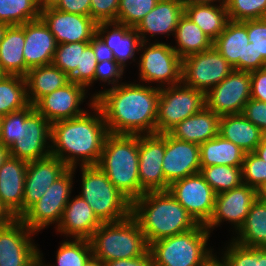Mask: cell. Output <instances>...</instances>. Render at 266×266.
Returning <instances> with one entry per match:
<instances>
[{"mask_svg": "<svg viewBox=\"0 0 266 266\" xmlns=\"http://www.w3.org/2000/svg\"><path fill=\"white\" fill-rule=\"evenodd\" d=\"M183 15L184 6L181 0H160L135 29L142 42H149L147 34H150V37L159 34L173 36Z\"/></svg>", "mask_w": 266, "mask_h": 266, "instance_id": "25", "label": "cell"}, {"mask_svg": "<svg viewBox=\"0 0 266 266\" xmlns=\"http://www.w3.org/2000/svg\"><path fill=\"white\" fill-rule=\"evenodd\" d=\"M83 266H104V263L96 256L91 255Z\"/></svg>", "mask_w": 266, "mask_h": 266, "instance_id": "59", "label": "cell"}, {"mask_svg": "<svg viewBox=\"0 0 266 266\" xmlns=\"http://www.w3.org/2000/svg\"><path fill=\"white\" fill-rule=\"evenodd\" d=\"M266 204V198H260Z\"/></svg>", "mask_w": 266, "mask_h": 266, "instance_id": "66", "label": "cell"}, {"mask_svg": "<svg viewBox=\"0 0 266 266\" xmlns=\"http://www.w3.org/2000/svg\"><path fill=\"white\" fill-rule=\"evenodd\" d=\"M257 199V189L245 184L217 194L212 216L204 226L211 233L222 222L228 221L231 225L233 224L234 231L237 233L244 224L250 207Z\"/></svg>", "mask_w": 266, "mask_h": 266, "instance_id": "17", "label": "cell"}, {"mask_svg": "<svg viewBox=\"0 0 266 266\" xmlns=\"http://www.w3.org/2000/svg\"><path fill=\"white\" fill-rule=\"evenodd\" d=\"M184 14L214 41L229 21L225 3L185 5Z\"/></svg>", "mask_w": 266, "mask_h": 266, "instance_id": "33", "label": "cell"}, {"mask_svg": "<svg viewBox=\"0 0 266 266\" xmlns=\"http://www.w3.org/2000/svg\"><path fill=\"white\" fill-rule=\"evenodd\" d=\"M160 0H119L116 22L135 28Z\"/></svg>", "mask_w": 266, "mask_h": 266, "instance_id": "41", "label": "cell"}, {"mask_svg": "<svg viewBox=\"0 0 266 266\" xmlns=\"http://www.w3.org/2000/svg\"><path fill=\"white\" fill-rule=\"evenodd\" d=\"M38 0H0V22L23 25L40 18Z\"/></svg>", "mask_w": 266, "mask_h": 266, "instance_id": "38", "label": "cell"}, {"mask_svg": "<svg viewBox=\"0 0 266 266\" xmlns=\"http://www.w3.org/2000/svg\"><path fill=\"white\" fill-rule=\"evenodd\" d=\"M89 44L94 51L98 63L104 60L115 61L113 51L97 34L89 41Z\"/></svg>", "mask_w": 266, "mask_h": 266, "instance_id": "53", "label": "cell"}, {"mask_svg": "<svg viewBox=\"0 0 266 266\" xmlns=\"http://www.w3.org/2000/svg\"><path fill=\"white\" fill-rule=\"evenodd\" d=\"M258 198H266V181L257 189Z\"/></svg>", "mask_w": 266, "mask_h": 266, "instance_id": "62", "label": "cell"}, {"mask_svg": "<svg viewBox=\"0 0 266 266\" xmlns=\"http://www.w3.org/2000/svg\"><path fill=\"white\" fill-rule=\"evenodd\" d=\"M56 266H83L92 255L89 239H66L57 250ZM43 253L39 250V266H50L42 260ZM53 265V266H55ZM52 266V265H51Z\"/></svg>", "mask_w": 266, "mask_h": 266, "instance_id": "39", "label": "cell"}, {"mask_svg": "<svg viewBox=\"0 0 266 266\" xmlns=\"http://www.w3.org/2000/svg\"><path fill=\"white\" fill-rule=\"evenodd\" d=\"M8 74L5 72V70L0 65V81L3 80Z\"/></svg>", "mask_w": 266, "mask_h": 266, "instance_id": "64", "label": "cell"}, {"mask_svg": "<svg viewBox=\"0 0 266 266\" xmlns=\"http://www.w3.org/2000/svg\"><path fill=\"white\" fill-rule=\"evenodd\" d=\"M243 184L258 189L266 181V162L254 152H247L242 163Z\"/></svg>", "mask_w": 266, "mask_h": 266, "instance_id": "44", "label": "cell"}, {"mask_svg": "<svg viewBox=\"0 0 266 266\" xmlns=\"http://www.w3.org/2000/svg\"><path fill=\"white\" fill-rule=\"evenodd\" d=\"M87 92L84 86L70 81L65 86L42 97L34 107L51 124L68 120L86 112L79 105L84 102Z\"/></svg>", "mask_w": 266, "mask_h": 266, "instance_id": "19", "label": "cell"}, {"mask_svg": "<svg viewBox=\"0 0 266 266\" xmlns=\"http://www.w3.org/2000/svg\"><path fill=\"white\" fill-rule=\"evenodd\" d=\"M183 6L194 4H214V2L225 3V0H181Z\"/></svg>", "mask_w": 266, "mask_h": 266, "instance_id": "57", "label": "cell"}, {"mask_svg": "<svg viewBox=\"0 0 266 266\" xmlns=\"http://www.w3.org/2000/svg\"><path fill=\"white\" fill-rule=\"evenodd\" d=\"M148 44V46H147ZM142 50V51H141ZM139 80L164 88L182 83V59L170 44L142 42L139 48Z\"/></svg>", "mask_w": 266, "mask_h": 266, "instance_id": "9", "label": "cell"}, {"mask_svg": "<svg viewBox=\"0 0 266 266\" xmlns=\"http://www.w3.org/2000/svg\"><path fill=\"white\" fill-rule=\"evenodd\" d=\"M264 67H266V60L263 57H257L253 43L249 42L245 51V71L252 72Z\"/></svg>", "mask_w": 266, "mask_h": 266, "instance_id": "54", "label": "cell"}, {"mask_svg": "<svg viewBox=\"0 0 266 266\" xmlns=\"http://www.w3.org/2000/svg\"><path fill=\"white\" fill-rule=\"evenodd\" d=\"M9 156L8 148L4 147L0 144V167L2 166L3 162Z\"/></svg>", "mask_w": 266, "mask_h": 266, "instance_id": "61", "label": "cell"}, {"mask_svg": "<svg viewBox=\"0 0 266 266\" xmlns=\"http://www.w3.org/2000/svg\"><path fill=\"white\" fill-rule=\"evenodd\" d=\"M251 98L266 102V67L250 72Z\"/></svg>", "mask_w": 266, "mask_h": 266, "instance_id": "50", "label": "cell"}, {"mask_svg": "<svg viewBox=\"0 0 266 266\" xmlns=\"http://www.w3.org/2000/svg\"><path fill=\"white\" fill-rule=\"evenodd\" d=\"M40 18L54 35L57 45L90 41L96 35L97 23L90 16L51 7L41 10Z\"/></svg>", "mask_w": 266, "mask_h": 266, "instance_id": "18", "label": "cell"}, {"mask_svg": "<svg viewBox=\"0 0 266 266\" xmlns=\"http://www.w3.org/2000/svg\"><path fill=\"white\" fill-rule=\"evenodd\" d=\"M258 266H266V248H259Z\"/></svg>", "mask_w": 266, "mask_h": 266, "instance_id": "60", "label": "cell"}, {"mask_svg": "<svg viewBox=\"0 0 266 266\" xmlns=\"http://www.w3.org/2000/svg\"><path fill=\"white\" fill-rule=\"evenodd\" d=\"M81 171V192L101 223L119 222L131 215V202L110 182L97 166H79Z\"/></svg>", "mask_w": 266, "mask_h": 266, "instance_id": "8", "label": "cell"}, {"mask_svg": "<svg viewBox=\"0 0 266 266\" xmlns=\"http://www.w3.org/2000/svg\"><path fill=\"white\" fill-rule=\"evenodd\" d=\"M98 62L90 44L82 52L81 71H74L70 81L84 86L86 89L94 83L95 69Z\"/></svg>", "mask_w": 266, "mask_h": 266, "instance_id": "45", "label": "cell"}, {"mask_svg": "<svg viewBox=\"0 0 266 266\" xmlns=\"http://www.w3.org/2000/svg\"><path fill=\"white\" fill-rule=\"evenodd\" d=\"M88 105L94 114L86 111L81 116L51 124V155L68 168L97 165L109 134L102 111L93 98Z\"/></svg>", "mask_w": 266, "mask_h": 266, "instance_id": "2", "label": "cell"}, {"mask_svg": "<svg viewBox=\"0 0 266 266\" xmlns=\"http://www.w3.org/2000/svg\"><path fill=\"white\" fill-rule=\"evenodd\" d=\"M225 6L232 21L266 18V0H225Z\"/></svg>", "mask_w": 266, "mask_h": 266, "instance_id": "42", "label": "cell"}, {"mask_svg": "<svg viewBox=\"0 0 266 266\" xmlns=\"http://www.w3.org/2000/svg\"><path fill=\"white\" fill-rule=\"evenodd\" d=\"M97 166L131 203L140 197L139 135L109 133Z\"/></svg>", "mask_w": 266, "mask_h": 266, "instance_id": "5", "label": "cell"}, {"mask_svg": "<svg viewBox=\"0 0 266 266\" xmlns=\"http://www.w3.org/2000/svg\"><path fill=\"white\" fill-rule=\"evenodd\" d=\"M35 234L20 218L0 227V266H39Z\"/></svg>", "mask_w": 266, "mask_h": 266, "instance_id": "13", "label": "cell"}, {"mask_svg": "<svg viewBox=\"0 0 266 266\" xmlns=\"http://www.w3.org/2000/svg\"><path fill=\"white\" fill-rule=\"evenodd\" d=\"M174 37L176 38L177 46H172V48L181 59L213 47V41L210 37L185 14L179 20Z\"/></svg>", "mask_w": 266, "mask_h": 266, "instance_id": "35", "label": "cell"}, {"mask_svg": "<svg viewBox=\"0 0 266 266\" xmlns=\"http://www.w3.org/2000/svg\"><path fill=\"white\" fill-rule=\"evenodd\" d=\"M104 266H154V263L153 256L148 250L140 257L107 261Z\"/></svg>", "mask_w": 266, "mask_h": 266, "instance_id": "52", "label": "cell"}, {"mask_svg": "<svg viewBox=\"0 0 266 266\" xmlns=\"http://www.w3.org/2000/svg\"><path fill=\"white\" fill-rule=\"evenodd\" d=\"M167 191L198 224L205 225L210 220L216 194L200 173L171 183Z\"/></svg>", "mask_w": 266, "mask_h": 266, "instance_id": "14", "label": "cell"}, {"mask_svg": "<svg viewBox=\"0 0 266 266\" xmlns=\"http://www.w3.org/2000/svg\"><path fill=\"white\" fill-rule=\"evenodd\" d=\"M242 114L266 135V102L250 98Z\"/></svg>", "mask_w": 266, "mask_h": 266, "instance_id": "49", "label": "cell"}, {"mask_svg": "<svg viewBox=\"0 0 266 266\" xmlns=\"http://www.w3.org/2000/svg\"><path fill=\"white\" fill-rule=\"evenodd\" d=\"M199 145L165 133V154L163 173L166 182L171 183L200 172Z\"/></svg>", "mask_w": 266, "mask_h": 266, "instance_id": "20", "label": "cell"}, {"mask_svg": "<svg viewBox=\"0 0 266 266\" xmlns=\"http://www.w3.org/2000/svg\"><path fill=\"white\" fill-rule=\"evenodd\" d=\"M27 164L24 160L8 156L0 167V201L15 218L23 216Z\"/></svg>", "mask_w": 266, "mask_h": 266, "instance_id": "23", "label": "cell"}, {"mask_svg": "<svg viewBox=\"0 0 266 266\" xmlns=\"http://www.w3.org/2000/svg\"><path fill=\"white\" fill-rule=\"evenodd\" d=\"M54 35L41 18L25 23V75L28 70L53 62L56 50Z\"/></svg>", "mask_w": 266, "mask_h": 266, "instance_id": "22", "label": "cell"}, {"mask_svg": "<svg viewBox=\"0 0 266 266\" xmlns=\"http://www.w3.org/2000/svg\"><path fill=\"white\" fill-rule=\"evenodd\" d=\"M60 0H38V4L41 10L46 8L55 7Z\"/></svg>", "mask_w": 266, "mask_h": 266, "instance_id": "58", "label": "cell"}, {"mask_svg": "<svg viewBox=\"0 0 266 266\" xmlns=\"http://www.w3.org/2000/svg\"><path fill=\"white\" fill-rule=\"evenodd\" d=\"M90 17L96 22H116L119 0H90Z\"/></svg>", "mask_w": 266, "mask_h": 266, "instance_id": "47", "label": "cell"}, {"mask_svg": "<svg viewBox=\"0 0 266 266\" xmlns=\"http://www.w3.org/2000/svg\"><path fill=\"white\" fill-rule=\"evenodd\" d=\"M245 153L240 147L219 134L199 145L201 167L212 165L242 167Z\"/></svg>", "mask_w": 266, "mask_h": 266, "instance_id": "32", "label": "cell"}, {"mask_svg": "<svg viewBox=\"0 0 266 266\" xmlns=\"http://www.w3.org/2000/svg\"><path fill=\"white\" fill-rule=\"evenodd\" d=\"M25 24L9 26L0 43V65L8 75L25 77Z\"/></svg>", "mask_w": 266, "mask_h": 266, "instance_id": "31", "label": "cell"}, {"mask_svg": "<svg viewBox=\"0 0 266 266\" xmlns=\"http://www.w3.org/2000/svg\"><path fill=\"white\" fill-rule=\"evenodd\" d=\"M96 34L113 51L115 61L123 68L129 60L136 62L135 52L140 53L142 41L135 28L118 22H101L97 23Z\"/></svg>", "mask_w": 266, "mask_h": 266, "instance_id": "24", "label": "cell"}, {"mask_svg": "<svg viewBox=\"0 0 266 266\" xmlns=\"http://www.w3.org/2000/svg\"><path fill=\"white\" fill-rule=\"evenodd\" d=\"M249 42L257 52V57L266 60V18L246 20Z\"/></svg>", "mask_w": 266, "mask_h": 266, "instance_id": "46", "label": "cell"}, {"mask_svg": "<svg viewBox=\"0 0 266 266\" xmlns=\"http://www.w3.org/2000/svg\"><path fill=\"white\" fill-rule=\"evenodd\" d=\"M205 106V94L182 83L160 88L156 134L168 133L178 123L200 112Z\"/></svg>", "mask_w": 266, "mask_h": 266, "instance_id": "10", "label": "cell"}, {"mask_svg": "<svg viewBox=\"0 0 266 266\" xmlns=\"http://www.w3.org/2000/svg\"><path fill=\"white\" fill-rule=\"evenodd\" d=\"M236 234L231 239L239 245L266 248V204L260 198L250 207L244 224Z\"/></svg>", "mask_w": 266, "mask_h": 266, "instance_id": "34", "label": "cell"}, {"mask_svg": "<svg viewBox=\"0 0 266 266\" xmlns=\"http://www.w3.org/2000/svg\"><path fill=\"white\" fill-rule=\"evenodd\" d=\"M68 169L57 157L28 162L24 181L23 215L47 192L50 186Z\"/></svg>", "mask_w": 266, "mask_h": 266, "instance_id": "21", "label": "cell"}, {"mask_svg": "<svg viewBox=\"0 0 266 266\" xmlns=\"http://www.w3.org/2000/svg\"><path fill=\"white\" fill-rule=\"evenodd\" d=\"M28 105L25 77L7 75L0 81V117Z\"/></svg>", "mask_w": 266, "mask_h": 266, "instance_id": "36", "label": "cell"}, {"mask_svg": "<svg viewBox=\"0 0 266 266\" xmlns=\"http://www.w3.org/2000/svg\"><path fill=\"white\" fill-rule=\"evenodd\" d=\"M250 98V72L235 69L205 94L206 107L219 116L241 114Z\"/></svg>", "mask_w": 266, "mask_h": 266, "instance_id": "15", "label": "cell"}, {"mask_svg": "<svg viewBox=\"0 0 266 266\" xmlns=\"http://www.w3.org/2000/svg\"><path fill=\"white\" fill-rule=\"evenodd\" d=\"M10 25L4 22H0V43L4 38L5 32Z\"/></svg>", "mask_w": 266, "mask_h": 266, "instance_id": "63", "label": "cell"}, {"mask_svg": "<svg viewBox=\"0 0 266 266\" xmlns=\"http://www.w3.org/2000/svg\"><path fill=\"white\" fill-rule=\"evenodd\" d=\"M101 224L86 201L76 195L67 202L61 222L55 229L69 238L89 239Z\"/></svg>", "mask_w": 266, "mask_h": 266, "instance_id": "26", "label": "cell"}, {"mask_svg": "<svg viewBox=\"0 0 266 266\" xmlns=\"http://www.w3.org/2000/svg\"><path fill=\"white\" fill-rule=\"evenodd\" d=\"M210 266H222V265L215 259Z\"/></svg>", "mask_w": 266, "mask_h": 266, "instance_id": "65", "label": "cell"}, {"mask_svg": "<svg viewBox=\"0 0 266 266\" xmlns=\"http://www.w3.org/2000/svg\"><path fill=\"white\" fill-rule=\"evenodd\" d=\"M90 0H60L54 7L59 11L90 16Z\"/></svg>", "mask_w": 266, "mask_h": 266, "instance_id": "51", "label": "cell"}, {"mask_svg": "<svg viewBox=\"0 0 266 266\" xmlns=\"http://www.w3.org/2000/svg\"><path fill=\"white\" fill-rule=\"evenodd\" d=\"M144 84L120 82L91 95L110 134H156L160 88Z\"/></svg>", "mask_w": 266, "mask_h": 266, "instance_id": "1", "label": "cell"}, {"mask_svg": "<svg viewBox=\"0 0 266 266\" xmlns=\"http://www.w3.org/2000/svg\"><path fill=\"white\" fill-rule=\"evenodd\" d=\"M88 44L89 41L58 44L52 63L68 76L81 71L82 52Z\"/></svg>", "mask_w": 266, "mask_h": 266, "instance_id": "40", "label": "cell"}, {"mask_svg": "<svg viewBox=\"0 0 266 266\" xmlns=\"http://www.w3.org/2000/svg\"><path fill=\"white\" fill-rule=\"evenodd\" d=\"M249 38L245 21L229 20L213 46L235 70L245 71V51Z\"/></svg>", "mask_w": 266, "mask_h": 266, "instance_id": "27", "label": "cell"}, {"mask_svg": "<svg viewBox=\"0 0 266 266\" xmlns=\"http://www.w3.org/2000/svg\"><path fill=\"white\" fill-rule=\"evenodd\" d=\"M219 120L220 116L205 106L178 123L169 133L177 139L200 145L219 134Z\"/></svg>", "mask_w": 266, "mask_h": 266, "instance_id": "28", "label": "cell"}, {"mask_svg": "<svg viewBox=\"0 0 266 266\" xmlns=\"http://www.w3.org/2000/svg\"><path fill=\"white\" fill-rule=\"evenodd\" d=\"M15 217L7 210V208L0 201V227L11 223Z\"/></svg>", "mask_w": 266, "mask_h": 266, "instance_id": "55", "label": "cell"}, {"mask_svg": "<svg viewBox=\"0 0 266 266\" xmlns=\"http://www.w3.org/2000/svg\"><path fill=\"white\" fill-rule=\"evenodd\" d=\"M51 123L33 105L0 117V144L26 162L51 155Z\"/></svg>", "mask_w": 266, "mask_h": 266, "instance_id": "3", "label": "cell"}, {"mask_svg": "<svg viewBox=\"0 0 266 266\" xmlns=\"http://www.w3.org/2000/svg\"><path fill=\"white\" fill-rule=\"evenodd\" d=\"M219 135L242 150L254 152L266 135L242 113L223 115L219 120Z\"/></svg>", "mask_w": 266, "mask_h": 266, "instance_id": "29", "label": "cell"}, {"mask_svg": "<svg viewBox=\"0 0 266 266\" xmlns=\"http://www.w3.org/2000/svg\"><path fill=\"white\" fill-rule=\"evenodd\" d=\"M77 167L68 168L20 219L35 233L51 224H60L64 208L70 200ZM74 174V175H73Z\"/></svg>", "mask_w": 266, "mask_h": 266, "instance_id": "11", "label": "cell"}, {"mask_svg": "<svg viewBox=\"0 0 266 266\" xmlns=\"http://www.w3.org/2000/svg\"><path fill=\"white\" fill-rule=\"evenodd\" d=\"M233 70L213 46L209 50L182 59V84L206 94Z\"/></svg>", "mask_w": 266, "mask_h": 266, "instance_id": "12", "label": "cell"}, {"mask_svg": "<svg viewBox=\"0 0 266 266\" xmlns=\"http://www.w3.org/2000/svg\"><path fill=\"white\" fill-rule=\"evenodd\" d=\"M89 242L92 255L103 263L140 257L149 250L145 235L131 215L119 222L102 223Z\"/></svg>", "mask_w": 266, "mask_h": 266, "instance_id": "7", "label": "cell"}, {"mask_svg": "<svg viewBox=\"0 0 266 266\" xmlns=\"http://www.w3.org/2000/svg\"><path fill=\"white\" fill-rule=\"evenodd\" d=\"M210 231L198 224L187 232L159 239L149 245L154 266H210L216 259L207 247Z\"/></svg>", "mask_w": 266, "mask_h": 266, "instance_id": "6", "label": "cell"}, {"mask_svg": "<svg viewBox=\"0 0 266 266\" xmlns=\"http://www.w3.org/2000/svg\"><path fill=\"white\" fill-rule=\"evenodd\" d=\"M131 216L138 222L148 245L198 225L168 191L145 192L131 203Z\"/></svg>", "mask_w": 266, "mask_h": 266, "instance_id": "4", "label": "cell"}, {"mask_svg": "<svg viewBox=\"0 0 266 266\" xmlns=\"http://www.w3.org/2000/svg\"><path fill=\"white\" fill-rule=\"evenodd\" d=\"M124 68L116 61L104 60L99 62L95 69L94 81H102V83L111 84L110 88H114L119 84V80L122 79Z\"/></svg>", "mask_w": 266, "mask_h": 266, "instance_id": "48", "label": "cell"}, {"mask_svg": "<svg viewBox=\"0 0 266 266\" xmlns=\"http://www.w3.org/2000/svg\"><path fill=\"white\" fill-rule=\"evenodd\" d=\"M215 194L232 190L243 184L241 167L212 165L201 167L199 172Z\"/></svg>", "mask_w": 266, "mask_h": 266, "instance_id": "37", "label": "cell"}, {"mask_svg": "<svg viewBox=\"0 0 266 266\" xmlns=\"http://www.w3.org/2000/svg\"><path fill=\"white\" fill-rule=\"evenodd\" d=\"M164 154L165 133L139 135L140 197L145 192L168 190L162 169Z\"/></svg>", "mask_w": 266, "mask_h": 266, "instance_id": "16", "label": "cell"}, {"mask_svg": "<svg viewBox=\"0 0 266 266\" xmlns=\"http://www.w3.org/2000/svg\"><path fill=\"white\" fill-rule=\"evenodd\" d=\"M27 99L35 105L42 97L70 82V77L53 63L34 67L25 75Z\"/></svg>", "mask_w": 266, "mask_h": 266, "instance_id": "30", "label": "cell"}, {"mask_svg": "<svg viewBox=\"0 0 266 266\" xmlns=\"http://www.w3.org/2000/svg\"><path fill=\"white\" fill-rule=\"evenodd\" d=\"M222 254L221 259L216 256L222 266H258L259 248L239 245L231 240Z\"/></svg>", "mask_w": 266, "mask_h": 266, "instance_id": "43", "label": "cell"}, {"mask_svg": "<svg viewBox=\"0 0 266 266\" xmlns=\"http://www.w3.org/2000/svg\"><path fill=\"white\" fill-rule=\"evenodd\" d=\"M254 153L266 162V137L258 144Z\"/></svg>", "mask_w": 266, "mask_h": 266, "instance_id": "56", "label": "cell"}]
</instances>
